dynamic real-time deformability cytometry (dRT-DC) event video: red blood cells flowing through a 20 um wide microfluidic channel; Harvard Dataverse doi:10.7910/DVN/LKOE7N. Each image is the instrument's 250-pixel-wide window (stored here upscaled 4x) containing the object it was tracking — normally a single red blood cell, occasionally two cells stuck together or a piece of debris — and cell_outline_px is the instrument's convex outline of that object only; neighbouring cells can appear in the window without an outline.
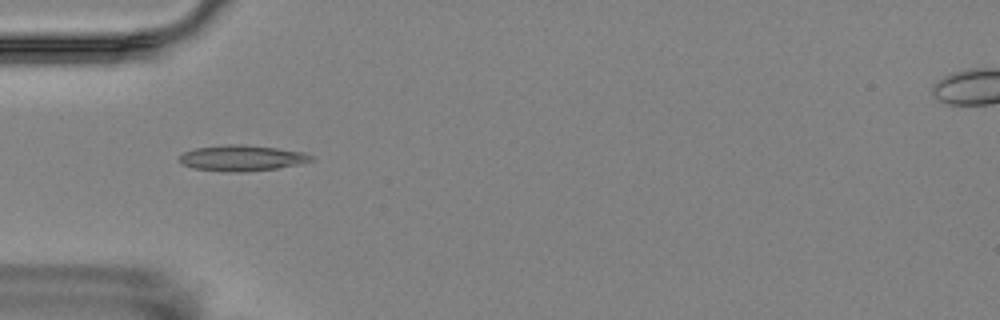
{"species": "Egyptian fruit bat (a non-hibernating species)", "species_latin": "Rousettus aegyptiacus", "temperature_condition": "room temperature", "stored_images_in_passage": 16, "segment_of_instrument_passage": [1, 2], "camera_frame_rate_fps": 3000, "um_per_image_px": 0.085, "animal": {"sex": "female"}, "frame": {"image": 1, "passage_image": 5, "time_ms": 5.0, "image_size_px": [1000, 320], "cell_outline_px": [[316, 160], [300, 164], [276, 168], [244, 172], [220, 172], [192, 168], [180, 164], [180, 156], [184, 152], [196, 148], [228, 144], [244, 144], [276, 148], [304, 152], [312, 156]], "centroid_in_image_um": [20.56, 13.44], "position_along_channel_um": 64.4, "area_um2": 20.0}}
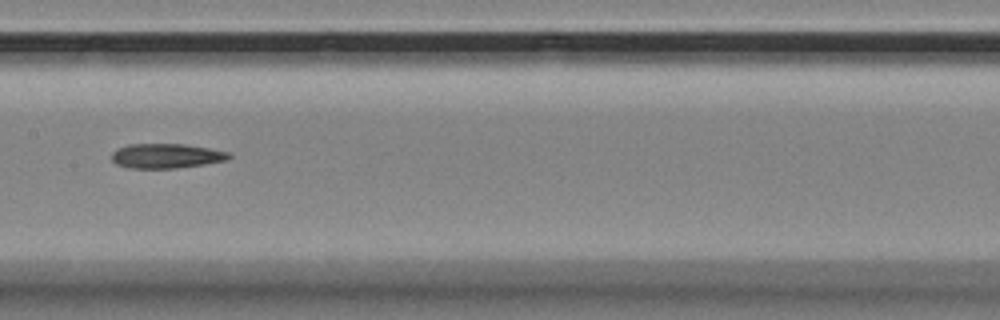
{"frame": {"image": 2, "passage_image": 8, "time_ms": 8.667, "image_size_px": [1000, 320], "cell_outline_px": [[232, 156], [228, 160], [204, 164], [176, 168], [128, 168], [116, 164], [112, 160], [112, 152], [116, 148], [128, 144], [184, 144], [208, 148], [228, 152]], "centroid_in_image_um": [14.1, 13.25], "position_along_channel_um": 193.3, "area_um2": 16.88}}
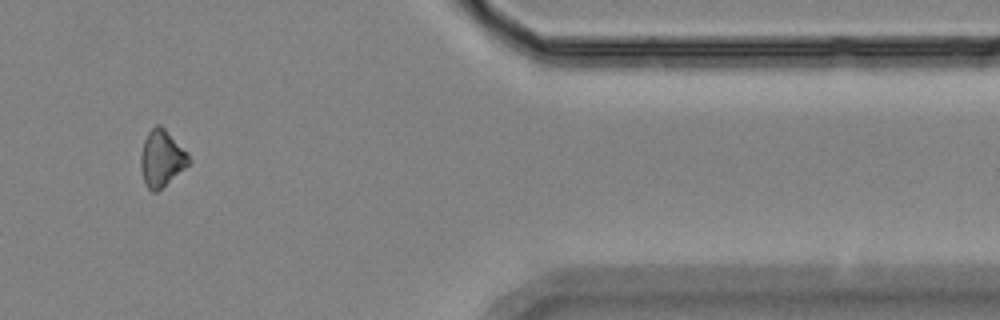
{"frame": {"image": 3, "passage_image": 13, "time_ms": 15.333, "image_size_px": [1000, 320], "cell_outline_px": [[192, 160], [184, 168], [156, 192], [152, 192], [144, 184], [140, 168], [140, 156], [144, 140], [148, 132], [156, 124], [160, 124], [188, 152]], "centroid_in_image_um": [13.72, 13.45], "position_along_channel_um": 397.7, "area_um2": 15.78}}